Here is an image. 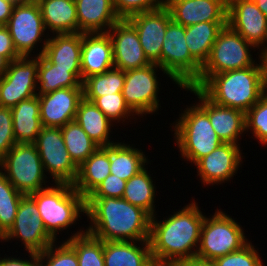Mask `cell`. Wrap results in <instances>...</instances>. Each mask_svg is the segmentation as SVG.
Returning a JSON list of instances; mask_svg holds the SVG:
<instances>
[{
	"mask_svg": "<svg viewBox=\"0 0 267 266\" xmlns=\"http://www.w3.org/2000/svg\"><path fill=\"white\" fill-rule=\"evenodd\" d=\"M256 4V6L267 17V0H250Z\"/></svg>",
	"mask_w": 267,
	"mask_h": 266,
	"instance_id": "cell-49",
	"label": "cell"
},
{
	"mask_svg": "<svg viewBox=\"0 0 267 266\" xmlns=\"http://www.w3.org/2000/svg\"><path fill=\"white\" fill-rule=\"evenodd\" d=\"M93 102L111 121H121L123 118L128 119V116H133L135 113L129 108L122 93H114L103 95L98 98H85ZM121 119V120H120Z\"/></svg>",
	"mask_w": 267,
	"mask_h": 266,
	"instance_id": "cell-38",
	"label": "cell"
},
{
	"mask_svg": "<svg viewBox=\"0 0 267 266\" xmlns=\"http://www.w3.org/2000/svg\"><path fill=\"white\" fill-rule=\"evenodd\" d=\"M251 43L228 25L218 34L208 60L202 66L199 79L192 87L200 88L212 75L222 72L254 66L255 61L250 54Z\"/></svg>",
	"mask_w": 267,
	"mask_h": 266,
	"instance_id": "cell-6",
	"label": "cell"
},
{
	"mask_svg": "<svg viewBox=\"0 0 267 266\" xmlns=\"http://www.w3.org/2000/svg\"><path fill=\"white\" fill-rule=\"evenodd\" d=\"M161 68L179 87L192 86L198 79L202 65L191 55L185 39V26L168 24L161 49Z\"/></svg>",
	"mask_w": 267,
	"mask_h": 266,
	"instance_id": "cell-7",
	"label": "cell"
},
{
	"mask_svg": "<svg viewBox=\"0 0 267 266\" xmlns=\"http://www.w3.org/2000/svg\"><path fill=\"white\" fill-rule=\"evenodd\" d=\"M246 130H251L259 143L267 145V92L245 113Z\"/></svg>",
	"mask_w": 267,
	"mask_h": 266,
	"instance_id": "cell-39",
	"label": "cell"
},
{
	"mask_svg": "<svg viewBox=\"0 0 267 266\" xmlns=\"http://www.w3.org/2000/svg\"><path fill=\"white\" fill-rule=\"evenodd\" d=\"M112 41L114 68L128 71L148 66L136 28L128 19H119L107 32Z\"/></svg>",
	"mask_w": 267,
	"mask_h": 266,
	"instance_id": "cell-16",
	"label": "cell"
},
{
	"mask_svg": "<svg viewBox=\"0 0 267 266\" xmlns=\"http://www.w3.org/2000/svg\"><path fill=\"white\" fill-rule=\"evenodd\" d=\"M265 42L267 43V30H266V36H265V39H264V41H263V44L261 45V47L262 46H264V47H262V49H261V53H260V55H259V58L261 59V60H264V61H267V46L265 47Z\"/></svg>",
	"mask_w": 267,
	"mask_h": 266,
	"instance_id": "cell-51",
	"label": "cell"
},
{
	"mask_svg": "<svg viewBox=\"0 0 267 266\" xmlns=\"http://www.w3.org/2000/svg\"><path fill=\"white\" fill-rule=\"evenodd\" d=\"M259 256L252 243L248 242L240 250L216 258L213 262L215 266H263Z\"/></svg>",
	"mask_w": 267,
	"mask_h": 266,
	"instance_id": "cell-41",
	"label": "cell"
},
{
	"mask_svg": "<svg viewBox=\"0 0 267 266\" xmlns=\"http://www.w3.org/2000/svg\"><path fill=\"white\" fill-rule=\"evenodd\" d=\"M136 243L137 241H103L104 266H150L154 263L149 241H140L142 248Z\"/></svg>",
	"mask_w": 267,
	"mask_h": 266,
	"instance_id": "cell-25",
	"label": "cell"
},
{
	"mask_svg": "<svg viewBox=\"0 0 267 266\" xmlns=\"http://www.w3.org/2000/svg\"><path fill=\"white\" fill-rule=\"evenodd\" d=\"M61 132L69 156L77 167L99 148L75 120L61 127Z\"/></svg>",
	"mask_w": 267,
	"mask_h": 266,
	"instance_id": "cell-34",
	"label": "cell"
},
{
	"mask_svg": "<svg viewBox=\"0 0 267 266\" xmlns=\"http://www.w3.org/2000/svg\"><path fill=\"white\" fill-rule=\"evenodd\" d=\"M11 1H13V2H15V3H20V2H22L23 0H11Z\"/></svg>",
	"mask_w": 267,
	"mask_h": 266,
	"instance_id": "cell-53",
	"label": "cell"
},
{
	"mask_svg": "<svg viewBox=\"0 0 267 266\" xmlns=\"http://www.w3.org/2000/svg\"><path fill=\"white\" fill-rule=\"evenodd\" d=\"M110 174V145L99 147L79 167L73 187L85 198Z\"/></svg>",
	"mask_w": 267,
	"mask_h": 266,
	"instance_id": "cell-27",
	"label": "cell"
},
{
	"mask_svg": "<svg viewBox=\"0 0 267 266\" xmlns=\"http://www.w3.org/2000/svg\"><path fill=\"white\" fill-rule=\"evenodd\" d=\"M125 71L112 68L104 73L86 78L83 82L84 98H98L103 95L122 93Z\"/></svg>",
	"mask_w": 267,
	"mask_h": 266,
	"instance_id": "cell-35",
	"label": "cell"
},
{
	"mask_svg": "<svg viewBox=\"0 0 267 266\" xmlns=\"http://www.w3.org/2000/svg\"><path fill=\"white\" fill-rule=\"evenodd\" d=\"M91 224L86 232L102 241H148L151 216L124 198L86 197Z\"/></svg>",
	"mask_w": 267,
	"mask_h": 266,
	"instance_id": "cell-2",
	"label": "cell"
},
{
	"mask_svg": "<svg viewBox=\"0 0 267 266\" xmlns=\"http://www.w3.org/2000/svg\"><path fill=\"white\" fill-rule=\"evenodd\" d=\"M37 83L40 85L37 96L62 88L83 87L81 69L57 68L43 54L38 56Z\"/></svg>",
	"mask_w": 267,
	"mask_h": 266,
	"instance_id": "cell-29",
	"label": "cell"
},
{
	"mask_svg": "<svg viewBox=\"0 0 267 266\" xmlns=\"http://www.w3.org/2000/svg\"><path fill=\"white\" fill-rule=\"evenodd\" d=\"M20 238L28 252L41 253L55 240L47 233L35 201L24 195L19 202L18 211L10 230L1 240Z\"/></svg>",
	"mask_w": 267,
	"mask_h": 266,
	"instance_id": "cell-13",
	"label": "cell"
},
{
	"mask_svg": "<svg viewBox=\"0 0 267 266\" xmlns=\"http://www.w3.org/2000/svg\"><path fill=\"white\" fill-rule=\"evenodd\" d=\"M42 48L37 55L43 54L57 68L81 69L82 33L56 34L45 38Z\"/></svg>",
	"mask_w": 267,
	"mask_h": 266,
	"instance_id": "cell-24",
	"label": "cell"
},
{
	"mask_svg": "<svg viewBox=\"0 0 267 266\" xmlns=\"http://www.w3.org/2000/svg\"><path fill=\"white\" fill-rule=\"evenodd\" d=\"M212 218H204L196 257L214 261L240 250L248 242L244 230L229 215L216 209Z\"/></svg>",
	"mask_w": 267,
	"mask_h": 266,
	"instance_id": "cell-8",
	"label": "cell"
},
{
	"mask_svg": "<svg viewBox=\"0 0 267 266\" xmlns=\"http://www.w3.org/2000/svg\"><path fill=\"white\" fill-rule=\"evenodd\" d=\"M227 25L259 49L266 36L267 17L250 0H228Z\"/></svg>",
	"mask_w": 267,
	"mask_h": 266,
	"instance_id": "cell-17",
	"label": "cell"
},
{
	"mask_svg": "<svg viewBox=\"0 0 267 266\" xmlns=\"http://www.w3.org/2000/svg\"><path fill=\"white\" fill-rule=\"evenodd\" d=\"M32 260H22L20 258H3L0 260V266H39L38 253L28 252Z\"/></svg>",
	"mask_w": 267,
	"mask_h": 266,
	"instance_id": "cell-46",
	"label": "cell"
},
{
	"mask_svg": "<svg viewBox=\"0 0 267 266\" xmlns=\"http://www.w3.org/2000/svg\"><path fill=\"white\" fill-rule=\"evenodd\" d=\"M78 33H107L120 19L113 0H75Z\"/></svg>",
	"mask_w": 267,
	"mask_h": 266,
	"instance_id": "cell-23",
	"label": "cell"
},
{
	"mask_svg": "<svg viewBox=\"0 0 267 266\" xmlns=\"http://www.w3.org/2000/svg\"><path fill=\"white\" fill-rule=\"evenodd\" d=\"M75 121L99 147L115 144L109 139L113 123L93 102L85 98L80 101Z\"/></svg>",
	"mask_w": 267,
	"mask_h": 266,
	"instance_id": "cell-30",
	"label": "cell"
},
{
	"mask_svg": "<svg viewBox=\"0 0 267 266\" xmlns=\"http://www.w3.org/2000/svg\"><path fill=\"white\" fill-rule=\"evenodd\" d=\"M204 218L195 201L161 222L151 217L148 241L153 261L174 264L196 257Z\"/></svg>",
	"mask_w": 267,
	"mask_h": 266,
	"instance_id": "cell-1",
	"label": "cell"
},
{
	"mask_svg": "<svg viewBox=\"0 0 267 266\" xmlns=\"http://www.w3.org/2000/svg\"><path fill=\"white\" fill-rule=\"evenodd\" d=\"M16 143H34L42 130L39 97L22 100L11 108Z\"/></svg>",
	"mask_w": 267,
	"mask_h": 266,
	"instance_id": "cell-28",
	"label": "cell"
},
{
	"mask_svg": "<svg viewBox=\"0 0 267 266\" xmlns=\"http://www.w3.org/2000/svg\"><path fill=\"white\" fill-rule=\"evenodd\" d=\"M240 146L233 143H222L210 154L199 159L194 165L205 185L230 181L242 161Z\"/></svg>",
	"mask_w": 267,
	"mask_h": 266,
	"instance_id": "cell-20",
	"label": "cell"
},
{
	"mask_svg": "<svg viewBox=\"0 0 267 266\" xmlns=\"http://www.w3.org/2000/svg\"><path fill=\"white\" fill-rule=\"evenodd\" d=\"M165 0H113V6L120 19L161 8Z\"/></svg>",
	"mask_w": 267,
	"mask_h": 266,
	"instance_id": "cell-42",
	"label": "cell"
},
{
	"mask_svg": "<svg viewBox=\"0 0 267 266\" xmlns=\"http://www.w3.org/2000/svg\"><path fill=\"white\" fill-rule=\"evenodd\" d=\"M0 55L9 63L21 57L13 45L12 37L6 26H0Z\"/></svg>",
	"mask_w": 267,
	"mask_h": 266,
	"instance_id": "cell-45",
	"label": "cell"
},
{
	"mask_svg": "<svg viewBox=\"0 0 267 266\" xmlns=\"http://www.w3.org/2000/svg\"><path fill=\"white\" fill-rule=\"evenodd\" d=\"M157 64L125 71L122 95L129 108L138 116L154 113L159 108ZM140 114V115H139Z\"/></svg>",
	"mask_w": 267,
	"mask_h": 266,
	"instance_id": "cell-14",
	"label": "cell"
},
{
	"mask_svg": "<svg viewBox=\"0 0 267 266\" xmlns=\"http://www.w3.org/2000/svg\"><path fill=\"white\" fill-rule=\"evenodd\" d=\"M199 89L212 102L246 113L267 92V62L214 74Z\"/></svg>",
	"mask_w": 267,
	"mask_h": 266,
	"instance_id": "cell-3",
	"label": "cell"
},
{
	"mask_svg": "<svg viewBox=\"0 0 267 266\" xmlns=\"http://www.w3.org/2000/svg\"><path fill=\"white\" fill-rule=\"evenodd\" d=\"M227 22H202L185 27V39L191 55L203 66L212 46Z\"/></svg>",
	"mask_w": 267,
	"mask_h": 266,
	"instance_id": "cell-31",
	"label": "cell"
},
{
	"mask_svg": "<svg viewBox=\"0 0 267 266\" xmlns=\"http://www.w3.org/2000/svg\"><path fill=\"white\" fill-rule=\"evenodd\" d=\"M75 249L79 266H104L103 241L85 231H78L67 240Z\"/></svg>",
	"mask_w": 267,
	"mask_h": 266,
	"instance_id": "cell-36",
	"label": "cell"
},
{
	"mask_svg": "<svg viewBox=\"0 0 267 266\" xmlns=\"http://www.w3.org/2000/svg\"><path fill=\"white\" fill-rule=\"evenodd\" d=\"M36 203L47 233L56 241L57 232L74 224L86 213V198L72 184L56 183L29 195Z\"/></svg>",
	"mask_w": 267,
	"mask_h": 266,
	"instance_id": "cell-4",
	"label": "cell"
},
{
	"mask_svg": "<svg viewBox=\"0 0 267 266\" xmlns=\"http://www.w3.org/2000/svg\"><path fill=\"white\" fill-rule=\"evenodd\" d=\"M146 168L131 177L127 182L122 198L134 206L142 208L151 217L155 216V184Z\"/></svg>",
	"mask_w": 267,
	"mask_h": 266,
	"instance_id": "cell-33",
	"label": "cell"
},
{
	"mask_svg": "<svg viewBox=\"0 0 267 266\" xmlns=\"http://www.w3.org/2000/svg\"><path fill=\"white\" fill-rule=\"evenodd\" d=\"M8 64L9 62L2 55H0V77L5 73Z\"/></svg>",
	"mask_w": 267,
	"mask_h": 266,
	"instance_id": "cell-50",
	"label": "cell"
},
{
	"mask_svg": "<svg viewBox=\"0 0 267 266\" xmlns=\"http://www.w3.org/2000/svg\"><path fill=\"white\" fill-rule=\"evenodd\" d=\"M228 0H165L172 20L185 27L202 22H227Z\"/></svg>",
	"mask_w": 267,
	"mask_h": 266,
	"instance_id": "cell-21",
	"label": "cell"
},
{
	"mask_svg": "<svg viewBox=\"0 0 267 266\" xmlns=\"http://www.w3.org/2000/svg\"><path fill=\"white\" fill-rule=\"evenodd\" d=\"M114 68L112 41L108 33H82V82Z\"/></svg>",
	"mask_w": 267,
	"mask_h": 266,
	"instance_id": "cell-22",
	"label": "cell"
},
{
	"mask_svg": "<svg viewBox=\"0 0 267 266\" xmlns=\"http://www.w3.org/2000/svg\"><path fill=\"white\" fill-rule=\"evenodd\" d=\"M13 45L20 56L30 57V53L41 42L45 26L41 9L37 1L16 3L6 24Z\"/></svg>",
	"mask_w": 267,
	"mask_h": 266,
	"instance_id": "cell-12",
	"label": "cell"
},
{
	"mask_svg": "<svg viewBox=\"0 0 267 266\" xmlns=\"http://www.w3.org/2000/svg\"><path fill=\"white\" fill-rule=\"evenodd\" d=\"M121 143L110 145V174L128 181L144 169L148 161L141 149Z\"/></svg>",
	"mask_w": 267,
	"mask_h": 266,
	"instance_id": "cell-32",
	"label": "cell"
},
{
	"mask_svg": "<svg viewBox=\"0 0 267 266\" xmlns=\"http://www.w3.org/2000/svg\"><path fill=\"white\" fill-rule=\"evenodd\" d=\"M150 266H174L173 264L152 263Z\"/></svg>",
	"mask_w": 267,
	"mask_h": 266,
	"instance_id": "cell-52",
	"label": "cell"
},
{
	"mask_svg": "<svg viewBox=\"0 0 267 266\" xmlns=\"http://www.w3.org/2000/svg\"><path fill=\"white\" fill-rule=\"evenodd\" d=\"M23 196L0 170V239L13 226Z\"/></svg>",
	"mask_w": 267,
	"mask_h": 266,
	"instance_id": "cell-37",
	"label": "cell"
},
{
	"mask_svg": "<svg viewBox=\"0 0 267 266\" xmlns=\"http://www.w3.org/2000/svg\"><path fill=\"white\" fill-rule=\"evenodd\" d=\"M15 4L11 0H0V26H6Z\"/></svg>",
	"mask_w": 267,
	"mask_h": 266,
	"instance_id": "cell-47",
	"label": "cell"
},
{
	"mask_svg": "<svg viewBox=\"0 0 267 266\" xmlns=\"http://www.w3.org/2000/svg\"><path fill=\"white\" fill-rule=\"evenodd\" d=\"M37 2L46 30L48 28L55 35L78 33L75 0H37Z\"/></svg>",
	"mask_w": 267,
	"mask_h": 266,
	"instance_id": "cell-26",
	"label": "cell"
},
{
	"mask_svg": "<svg viewBox=\"0 0 267 266\" xmlns=\"http://www.w3.org/2000/svg\"><path fill=\"white\" fill-rule=\"evenodd\" d=\"M185 109L173 126L174 137L182 158L195 164L223 141L217 136L209 116L197 104Z\"/></svg>",
	"mask_w": 267,
	"mask_h": 266,
	"instance_id": "cell-5",
	"label": "cell"
},
{
	"mask_svg": "<svg viewBox=\"0 0 267 266\" xmlns=\"http://www.w3.org/2000/svg\"><path fill=\"white\" fill-rule=\"evenodd\" d=\"M199 98L197 105L209 116L210 123L223 143L239 145V136L246 131L245 112L212 102L199 88H183Z\"/></svg>",
	"mask_w": 267,
	"mask_h": 266,
	"instance_id": "cell-18",
	"label": "cell"
},
{
	"mask_svg": "<svg viewBox=\"0 0 267 266\" xmlns=\"http://www.w3.org/2000/svg\"><path fill=\"white\" fill-rule=\"evenodd\" d=\"M54 243L38 253L39 266H79L75 249L67 241L57 246L58 248ZM43 259L47 260L44 265Z\"/></svg>",
	"mask_w": 267,
	"mask_h": 266,
	"instance_id": "cell-40",
	"label": "cell"
},
{
	"mask_svg": "<svg viewBox=\"0 0 267 266\" xmlns=\"http://www.w3.org/2000/svg\"><path fill=\"white\" fill-rule=\"evenodd\" d=\"M43 168L54 179V183L75 182L78 167L71 160L66 149L60 127H42L34 142Z\"/></svg>",
	"mask_w": 267,
	"mask_h": 266,
	"instance_id": "cell-10",
	"label": "cell"
},
{
	"mask_svg": "<svg viewBox=\"0 0 267 266\" xmlns=\"http://www.w3.org/2000/svg\"><path fill=\"white\" fill-rule=\"evenodd\" d=\"M174 266H215L213 261L200 259L193 257L191 259H185L173 264Z\"/></svg>",
	"mask_w": 267,
	"mask_h": 266,
	"instance_id": "cell-48",
	"label": "cell"
},
{
	"mask_svg": "<svg viewBox=\"0 0 267 266\" xmlns=\"http://www.w3.org/2000/svg\"><path fill=\"white\" fill-rule=\"evenodd\" d=\"M15 144L11 108L0 106V160Z\"/></svg>",
	"mask_w": 267,
	"mask_h": 266,
	"instance_id": "cell-43",
	"label": "cell"
},
{
	"mask_svg": "<svg viewBox=\"0 0 267 266\" xmlns=\"http://www.w3.org/2000/svg\"><path fill=\"white\" fill-rule=\"evenodd\" d=\"M38 97L42 126L61 128L75 120L79 103L84 98L83 87L57 89Z\"/></svg>",
	"mask_w": 267,
	"mask_h": 266,
	"instance_id": "cell-19",
	"label": "cell"
},
{
	"mask_svg": "<svg viewBox=\"0 0 267 266\" xmlns=\"http://www.w3.org/2000/svg\"><path fill=\"white\" fill-rule=\"evenodd\" d=\"M128 20L136 28L142 49L151 63L161 68V49L167 31L168 24L172 21L168 8L163 5L161 8L135 14Z\"/></svg>",
	"mask_w": 267,
	"mask_h": 266,
	"instance_id": "cell-15",
	"label": "cell"
},
{
	"mask_svg": "<svg viewBox=\"0 0 267 266\" xmlns=\"http://www.w3.org/2000/svg\"><path fill=\"white\" fill-rule=\"evenodd\" d=\"M126 182L115 175L109 174L87 197L122 198Z\"/></svg>",
	"mask_w": 267,
	"mask_h": 266,
	"instance_id": "cell-44",
	"label": "cell"
},
{
	"mask_svg": "<svg viewBox=\"0 0 267 266\" xmlns=\"http://www.w3.org/2000/svg\"><path fill=\"white\" fill-rule=\"evenodd\" d=\"M0 167L8 181L24 195L45 188L42 185L46 175L34 143H16L0 160Z\"/></svg>",
	"mask_w": 267,
	"mask_h": 266,
	"instance_id": "cell-9",
	"label": "cell"
},
{
	"mask_svg": "<svg viewBox=\"0 0 267 266\" xmlns=\"http://www.w3.org/2000/svg\"><path fill=\"white\" fill-rule=\"evenodd\" d=\"M31 58L21 56L11 61L0 77L1 107L12 108L22 100L37 95L38 56Z\"/></svg>",
	"mask_w": 267,
	"mask_h": 266,
	"instance_id": "cell-11",
	"label": "cell"
}]
</instances>
